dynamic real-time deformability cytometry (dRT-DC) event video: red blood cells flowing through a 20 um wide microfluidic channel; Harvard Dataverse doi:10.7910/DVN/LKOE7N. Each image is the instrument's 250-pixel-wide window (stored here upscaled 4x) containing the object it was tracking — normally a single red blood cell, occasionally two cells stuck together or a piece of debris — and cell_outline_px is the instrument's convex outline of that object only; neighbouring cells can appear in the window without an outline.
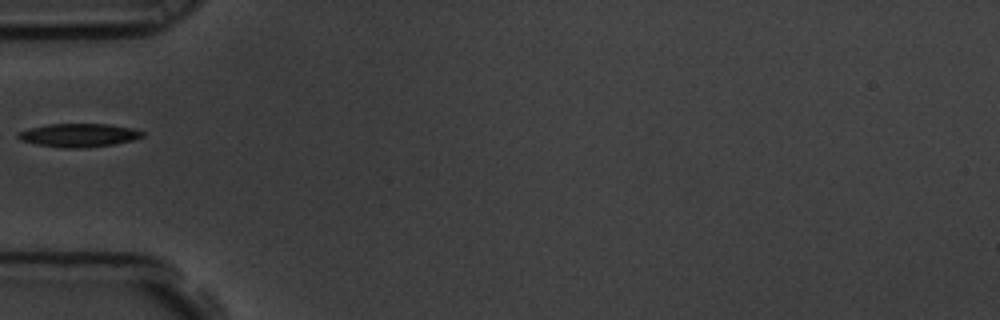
{"species": "common noctule bat (a hibernating species)", "species_latin": "Nyctalus noctula", "temperature_condition": "room temperature", "stored_images_in_passage": 38, "camera_frame_rate_fps": 3000, "um_per_image_px": 0.085, "animal": {"sex": "male", "body_mass_g": 19.5, "forearm_length_mm": 54.6}, "frame": {"image": 1, "passage_image": 1, "time_ms": 0.0, "image_size_px": [1000, 320], "cell_outline_px": [[144, 136], [132, 140], [112, 144], [84, 148], [60, 148], [36, 144], [20, 140], [12, 136], [16, 132], [28, 128], [48, 124], [108, 124], [132, 128], [144, 132]], "centroid_in_image_um": [6.6, 11.49], "position_along_channel_um": 78.4, "area_um2": 17.17}}